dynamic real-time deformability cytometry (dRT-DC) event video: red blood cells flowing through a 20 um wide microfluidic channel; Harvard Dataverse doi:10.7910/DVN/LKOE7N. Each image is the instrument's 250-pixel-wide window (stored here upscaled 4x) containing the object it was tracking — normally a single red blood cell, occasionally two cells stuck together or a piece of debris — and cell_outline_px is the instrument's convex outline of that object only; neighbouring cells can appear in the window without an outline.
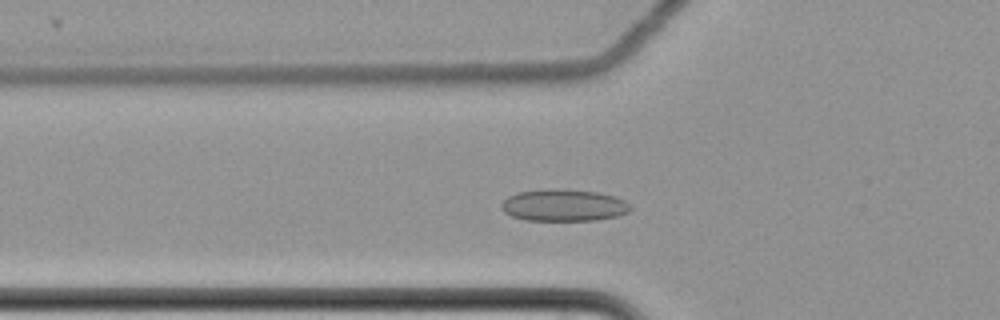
{"species": "common noctule bat (a hibernating species)", "species_latin": "Nyctalus noctula", "temperature_condition": "cold", "stored_images_in_passage": 38, "camera_frame_rate_fps": 3000, "um_per_image_px": 0.085, "animal": {"sex": "female", "body_mass_g": 22.7, "forearm_length_mm": 54.2}, "frame": {"image": 1, "passage_image": 7, "time_ms": 2.0, "image_size_px": [1000, 320], "cell_outline_px": [[632, 208], [628, 212], [616, 216], [596, 220], [524, 220], [512, 216], [504, 212], [500, 208], [500, 204], [508, 196], [520, 192], [548, 188], [556, 188], [596, 192], [616, 196], [624, 200]], "centroid_in_image_um": [47.89, 17.44], "position_along_channel_um": 77.9, "area_um2": 24.04}}
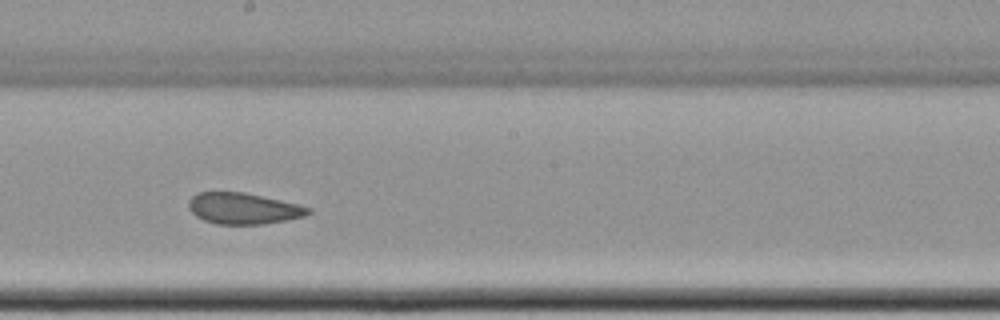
{"frame": {"image": 2, "passage_image": 20, "time_ms": 6.333, "image_size_px": [1000, 320], "cell_outline_px": [[312, 212], [304, 216], [288, 220], [260, 224], [216, 224], [204, 220], [196, 216], [188, 208], [188, 200], [196, 192], [244, 192], [280, 200], [312, 208]], "centroid_in_image_um": [20.66, 17.72], "position_along_channel_um": 227.5, "area_um2": 21.73}}
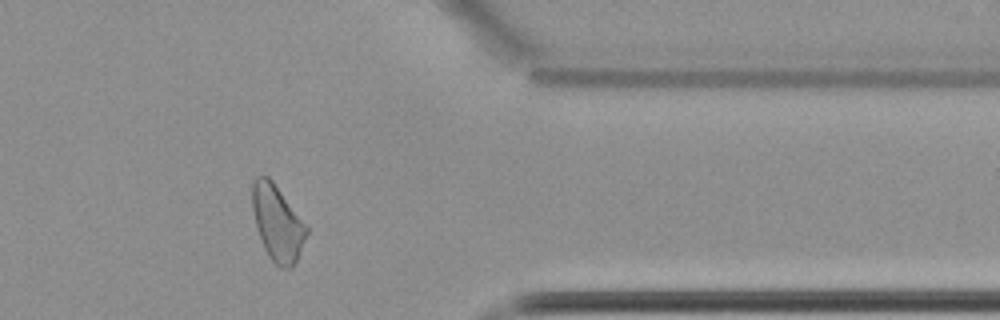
{"frame": {"image": 3, "passage_image": 35, "time_ms": 11.333, "image_size_px": [1000, 320], "cell_outline_px": [[308, 232], [296, 260], [292, 268], [280, 268], [268, 256], [264, 248], [256, 224], [252, 208], [252, 184], [256, 176], [268, 176], [272, 180], [308, 224]], "centroid_in_image_um": [23.6, 18.93], "position_along_channel_um": 387.8, "area_um2": 23.93}, "authors_computed_cell_mechanics": {"area_um2": 22.5998, "velocity_mm_per_s": 3.4754, "shape_relaxation_time_tau1_ms": null, "shape_relaxation_time_tau2_ms": 2.1702, "deformation_change_tau1": null, "deformation_change_tau2": 0.0859}}